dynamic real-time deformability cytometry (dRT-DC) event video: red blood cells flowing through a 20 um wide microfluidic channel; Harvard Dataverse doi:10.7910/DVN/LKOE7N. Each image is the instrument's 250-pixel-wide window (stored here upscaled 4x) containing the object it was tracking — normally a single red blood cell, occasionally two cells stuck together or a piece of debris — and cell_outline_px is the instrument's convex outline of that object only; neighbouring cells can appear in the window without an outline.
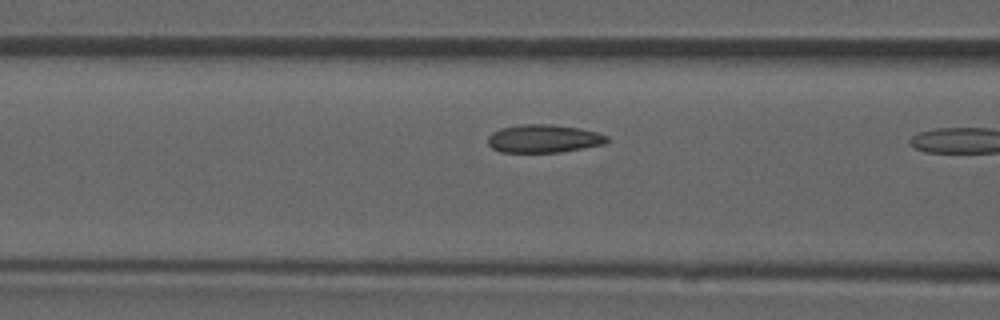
{"species": "common noctule bat (a hibernating species)", "species_latin": "Nyctalus noctula", "temperature_condition": "room temperature", "stored_images_in_passage": 7, "camera_frame_rate_fps": 3000, "um_per_image_px": 0.085, "animal": {"sex": "male", "forearm_length_mm": 52.5}, "frame": {"image": 1, "passage_image": 6, "time_ms": 1.667, "image_size_px": [1000, 320], "cell_outline_px": [[608, 140], [604, 144], [560, 152], [500, 152], [492, 148], [488, 144], [488, 136], [492, 132], [500, 128], [524, 124], [552, 124], [580, 128], [596, 132], [608, 136]], "centroid_in_image_um": [46.19, 11.78], "position_along_channel_um": 120.4, "area_um2": 19.48}}